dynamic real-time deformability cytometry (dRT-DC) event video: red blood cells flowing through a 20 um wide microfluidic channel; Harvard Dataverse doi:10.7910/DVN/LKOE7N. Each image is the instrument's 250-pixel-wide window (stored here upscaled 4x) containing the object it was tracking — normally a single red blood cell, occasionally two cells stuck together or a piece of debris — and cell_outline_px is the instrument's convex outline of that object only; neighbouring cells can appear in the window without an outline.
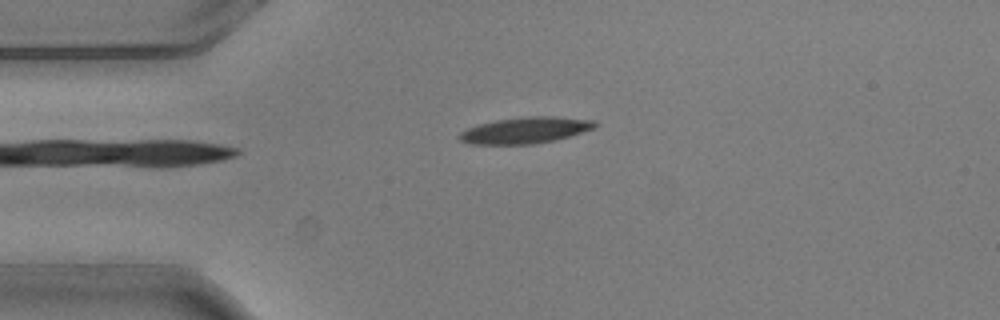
{"species": "common noctule bat (a hibernating species)", "species_latin": "Nyctalus noctula", "temperature_condition": "warm", "stored_images_in_passage": 7, "camera_frame_rate_fps": 3000, "um_per_image_px": 0.085, "animal": {"sex": "male", "body_mass_g": 20.5, "forearm_length_mm": 52.5}, "frame": {"image": 1, "passage_image": 3, "time_ms": 0.667, "image_size_px": [1000, 320], "cell_outline_px": [[596, 124], [592, 128], [556, 140], [536, 144], [472, 144], [460, 140], [456, 136], [460, 132], [476, 124], [496, 120], [528, 116], [552, 116], [596, 120]], "centroid_in_image_um": [44.6, 11.07], "position_along_channel_um": 40.4, "area_um2": 20.69}}
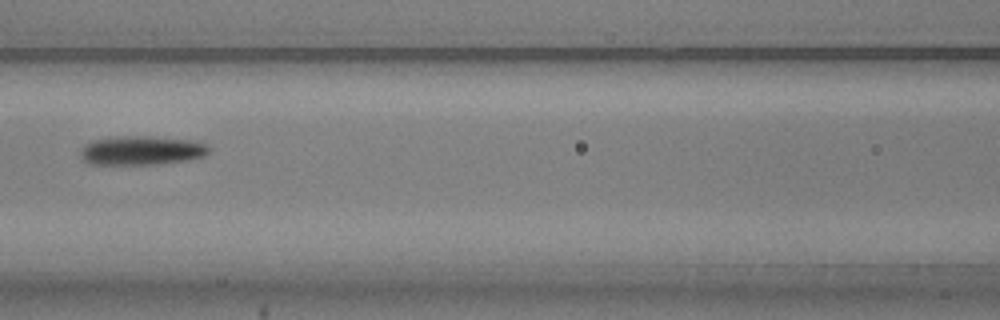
{"frame": {"image": 2, "passage_image": 6, "time_ms": 1.667, "image_size_px": [1000, 320], "cell_outline_px": [[212, 148], [204, 156], [184, 160], [156, 164], [88, 164], [80, 156], [80, 152], [84, 144], [92, 140], [120, 136], [152, 136], [188, 140], [204, 144]], "centroid_in_image_um": [11.98, 12.78], "position_along_channel_um": 154.6, "area_um2": 21.62}}